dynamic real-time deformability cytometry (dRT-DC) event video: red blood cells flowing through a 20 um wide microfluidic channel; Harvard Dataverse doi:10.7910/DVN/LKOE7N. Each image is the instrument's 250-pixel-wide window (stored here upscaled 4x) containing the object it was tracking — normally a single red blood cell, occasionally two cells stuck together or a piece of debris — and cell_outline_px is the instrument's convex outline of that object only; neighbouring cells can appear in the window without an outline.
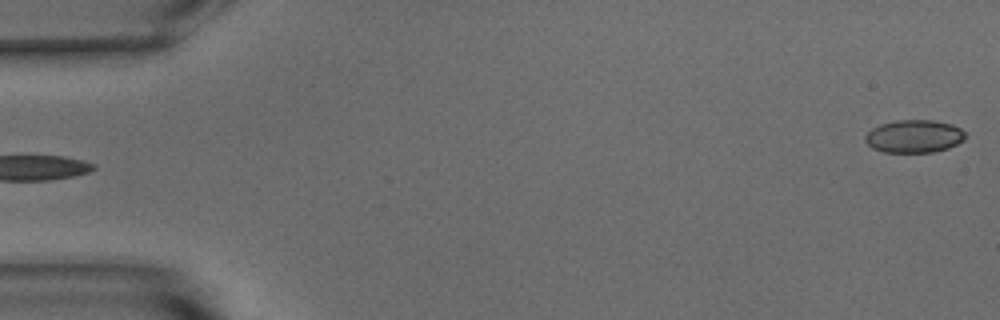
{"species": "common noctule bat (a hibernating species)", "species_latin": "Nyctalus noctula", "temperature_condition": "warm", "stored_images_in_passage": 54, "camera_frame_rate_fps": 3000, "um_per_image_px": 0.085, "animal": {"sex": "male", "body_mass_g": 15.6}, "frame": {"image": 1, "passage_image": 1, "time_ms": 0.0, "image_size_px": [1000, 320], "cell_outline_px": [[964, 140], [948, 148], [932, 152], [884, 152], [872, 148], [864, 140], [864, 136], [872, 128], [880, 124], [896, 120], [932, 120], [952, 124], [960, 128], [964, 132]], "centroid_in_image_um": [77.67, 11.58], "position_along_channel_um": 7.3, "area_um2": 19.13}}
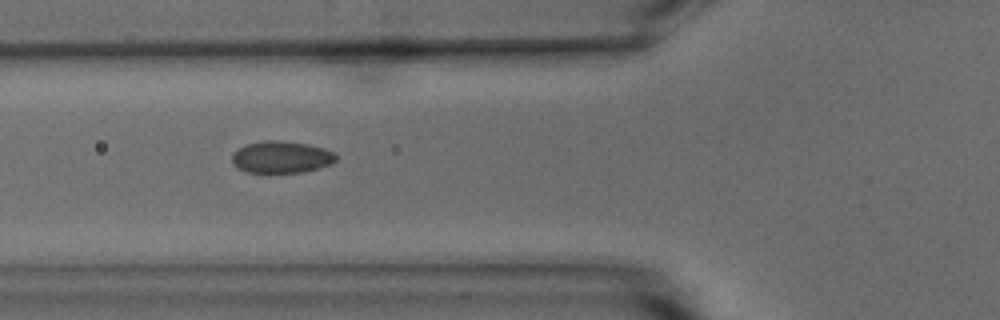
{"frame": {"image": 2, "passage_image": 20, "time_ms": 6.333, "image_size_px": [1000, 320], "cell_outline_px": [[336, 160], [332, 164], [300, 172], [244, 172], [232, 164], [232, 152], [244, 144], [268, 140], [280, 140], [308, 144], [324, 148], [332, 152], [336, 156]], "centroid_in_image_um": [23.86, 13.34], "position_along_channel_um": 101.9, "area_um2": 19.36}}
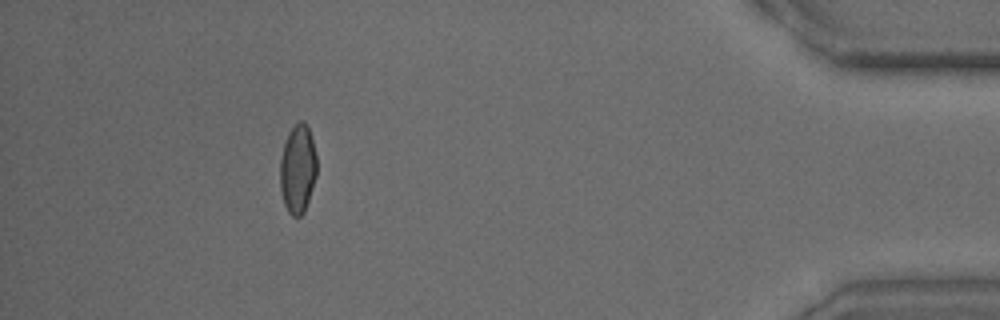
{"frame": {"image": 3, "passage_image": 49, "time_ms": 16.0, "image_size_px": [1000, 320], "cell_outline_px": [[316, 176], [304, 212], [300, 216], [292, 216], [288, 212], [284, 204], [280, 188], [280, 160], [284, 144], [288, 132], [300, 120], [304, 120], [308, 128], [312, 140], [316, 156]], "centroid_in_image_um": [25.29, 14.36], "position_along_channel_um": 409.9, "area_um2": 18.84}, "authors_computed_cell_mechanics": {"area_um2": 19.074, "velocity_mm_per_s": 3.7567, "shape_relaxation_time_tau1_ms": 7.4913, "shape_relaxation_time_tau2_ms": 0.7888, "deformation_change_tau1": 0.1368, "deformation_change_tau2": 0.0474}}